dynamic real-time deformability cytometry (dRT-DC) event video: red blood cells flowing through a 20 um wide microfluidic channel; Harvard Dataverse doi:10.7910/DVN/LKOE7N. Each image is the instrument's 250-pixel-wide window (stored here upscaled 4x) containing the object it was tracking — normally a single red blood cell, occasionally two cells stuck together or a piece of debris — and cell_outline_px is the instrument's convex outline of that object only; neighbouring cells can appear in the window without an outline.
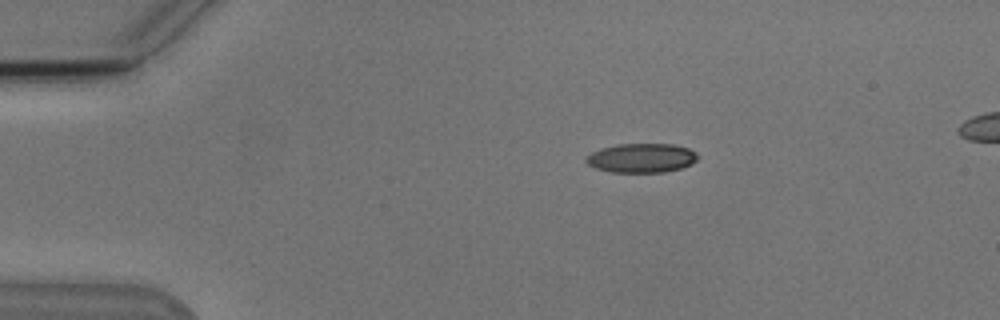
{"species": "Egyptian fruit bat (a non-hibernating species)", "species_latin": "Rousettus aegyptiacus", "temperature_condition": "cold", "stored_images_in_passage": 44, "camera_frame_rate_fps": 3000, "um_per_image_px": 0.085, "animal": {"sex": "male"}, "frame": {"image": 1, "passage_image": 1, "time_ms": 0.0, "image_size_px": [1000, 320], "cell_outline_px": [[700, 156], [692, 164], [680, 168], [664, 172], [612, 172], [596, 168], [588, 164], [584, 160], [592, 152], [600, 148], [616, 144], [672, 144], [688, 148], [696, 152]], "centroid_in_image_um": [54.54, 13.42], "position_along_channel_um": 30.5, "area_um2": 19.02}}
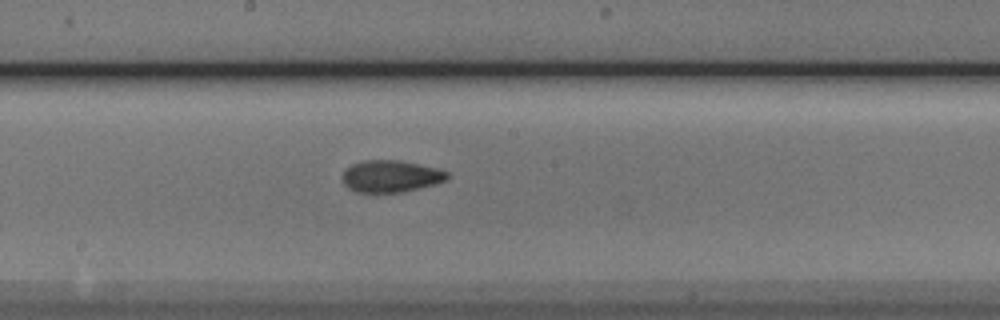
{"frame": {"image": 2, "passage_image": 20, "time_ms": 6.333, "image_size_px": [1000, 320], "cell_outline_px": [[448, 180], [436, 184], [400, 192], [356, 192], [348, 188], [344, 184], [344, 172], [352, 164], [360, 160], [400, 160], [436, 168], [448, 172]], "centroid_in_image_um": [33.23, 14.97], "position_along_channel_um": 215.0, "area_um2": 19.36}}
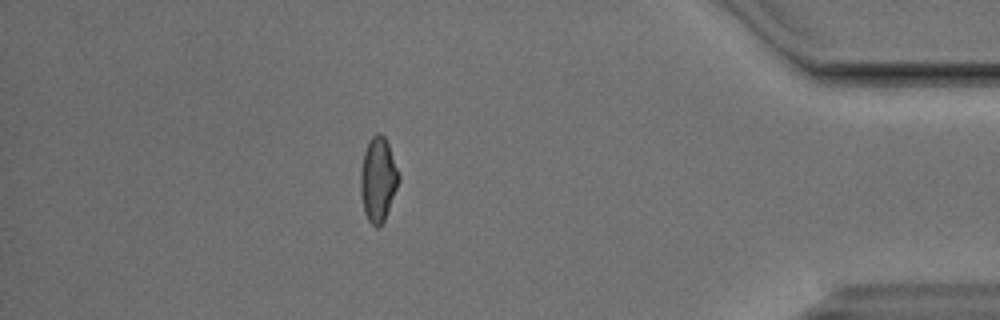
{"frame": {"image": 3, "passage_image": 38, "time_ms": 12.333, "image_size_px": [1000, 320], "cell_outline_px": [[400, 180], [384, 220], [376, 228], [368, 220], [364, 212], [360, 188], [360, 172], [364, 152], [368, 140], [376, 132], [380, 132], [384, 136], [388, 144], [400, 176]], "centroid_in_image_um": [32.13, 15.22], "position_along_channel_um": 403.1, "area_um2": 18.67}, "authors_computed_cell_mechanics": {"area_um2": 19.0162, "velocity_mm_per_s": 3.8222, "shape_relaxation_time_tau1_ms": 4.3076, "shape_relaxation_time_tau2_ms": 2.1544, "deformation_change_tau1": 0.1247, "deformation_change_tau2": 0.0768}}